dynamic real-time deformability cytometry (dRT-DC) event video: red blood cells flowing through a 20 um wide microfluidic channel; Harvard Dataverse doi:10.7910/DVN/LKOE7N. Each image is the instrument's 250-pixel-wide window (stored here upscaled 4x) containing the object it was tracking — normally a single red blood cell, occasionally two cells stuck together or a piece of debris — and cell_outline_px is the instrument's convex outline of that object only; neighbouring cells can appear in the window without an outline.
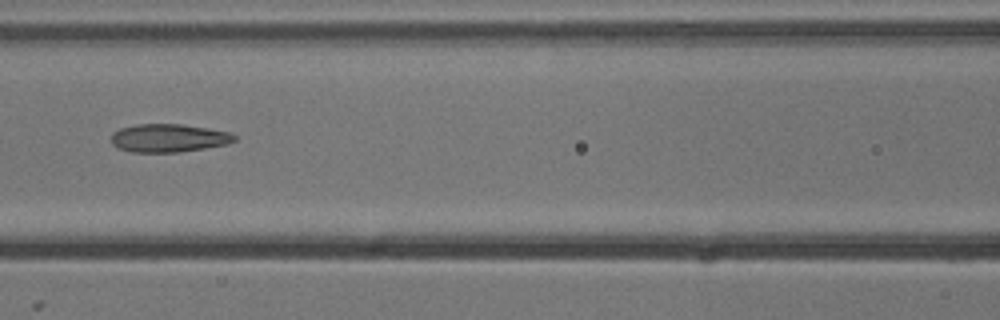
{"species": "common noctule bat (a hibernating species)", "species_latin": "Nyctalus noctula", "temperature_condition": "cold", "stored_images_in_passage": 10, "camera_frame_rate_fps": 3000, "um_per_image_px": 0.085, "animal": {"sex": "male", "body_mass_g": 13.3}, "frame": {"image": 1, "passage_image": 6, "time_ms": 1.667, "image_size_px": [1000, 320], "cell_outline_px": [[236, 140], [228, 144], [180, 152], [132, 152], [120, 148], [112, 144], [112, 132], [120, 128], [136, 124], [184, 124], [232, 132], [236, 136]], "centroid_in_image_um": [14.37, 11.72], "position_along_channel_um": 152.2, "area_um2": 20.35}}
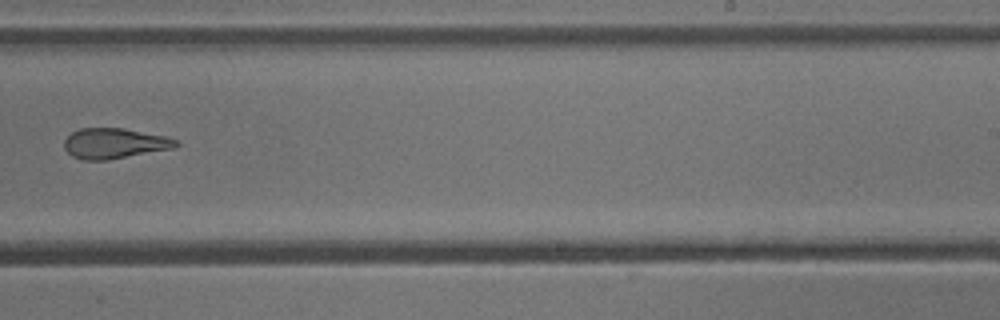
{"frame": {"image": 2, "passage_image": 9, "time_ms": 2.667, "image_size_px": [1000, 320], "cell_outline_px": [[180, 144], [172, 148], [104, 160], [80, 160], [72, 156], [64, 148], [64, 140], [72, 132], [80, 128], [124, 128], [168, 136], [176, 140]], "centroid_in_image_um": [9.7, 12.17], "position_along_channel_um": 279.3, "area_um2": 19.65}}
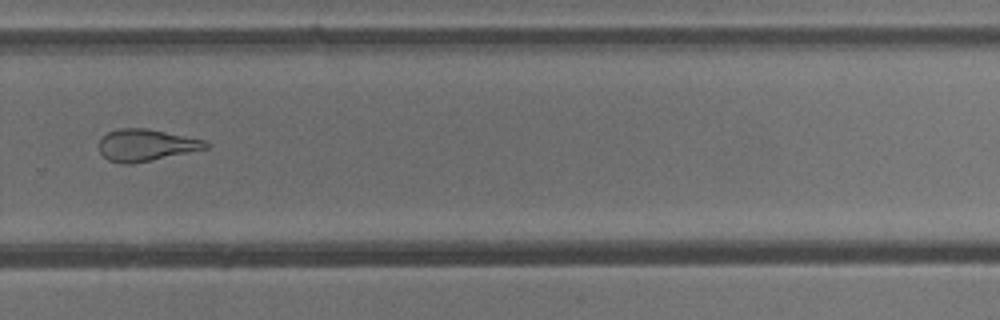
{"frame": {"image": 3, "passage_image": 10, "time_ms": 3.0, "image_size_px": [1000, 320], "cell_outline_px": [[212, 144], [208, 148], [132, 164], [124, 164], [108, 160], [100, 152], [100, 140], [108, 132], [116, 128], [148, 128], [204, 140]], "centroid_in_image_um": [12.42, 12.33], "position_along_channel_um": 317.4, "area_um2": 19.71}}